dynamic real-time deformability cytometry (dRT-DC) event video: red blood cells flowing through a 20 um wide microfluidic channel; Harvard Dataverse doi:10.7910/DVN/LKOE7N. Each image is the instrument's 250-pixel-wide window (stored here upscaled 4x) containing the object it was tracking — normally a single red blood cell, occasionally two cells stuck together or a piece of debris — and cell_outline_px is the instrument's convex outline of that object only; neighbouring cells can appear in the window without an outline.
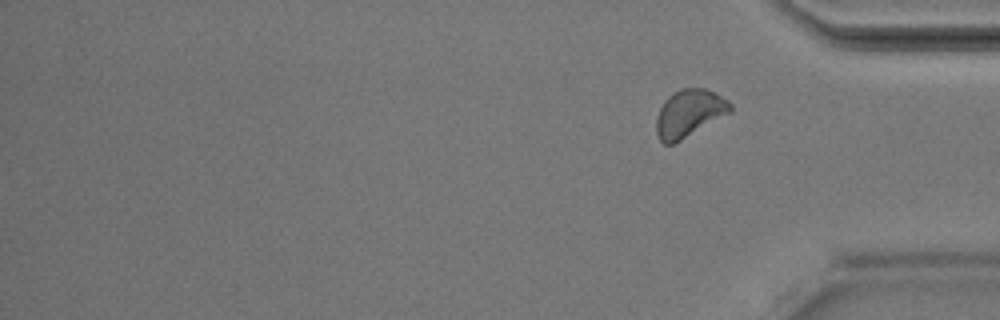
{"species": "Egyptian fruit bat (a non-hibernating species)", "species_latin": "Rousettus aegyptiacus", "temperature_condition": "room temperature", "stored_images_in_passage": 43, "segment_of_instrument_passage": [2, 2], "camera_frame_rate_fps": 3000, "um_per_image_px": 0.085, "animal": {"sex": "male"}, "frame": {"image": 1, "passage_image": 43, "time_ms": 14.0, "image_size_px": [1000, 320], "cell_outline_px": [[732, 112], [680, 140], [672, 144], [664, 144], [660, 140], [656, 132], [656, 120], [660, 108], [664, 100], [672, 92], [680, 88], [704, 88], [728, 100], [732, 104]], "centroid_in_image_um": [58.57, 9.62], "position_along_channel_um": 376.6, "area_um2": 20.35}}